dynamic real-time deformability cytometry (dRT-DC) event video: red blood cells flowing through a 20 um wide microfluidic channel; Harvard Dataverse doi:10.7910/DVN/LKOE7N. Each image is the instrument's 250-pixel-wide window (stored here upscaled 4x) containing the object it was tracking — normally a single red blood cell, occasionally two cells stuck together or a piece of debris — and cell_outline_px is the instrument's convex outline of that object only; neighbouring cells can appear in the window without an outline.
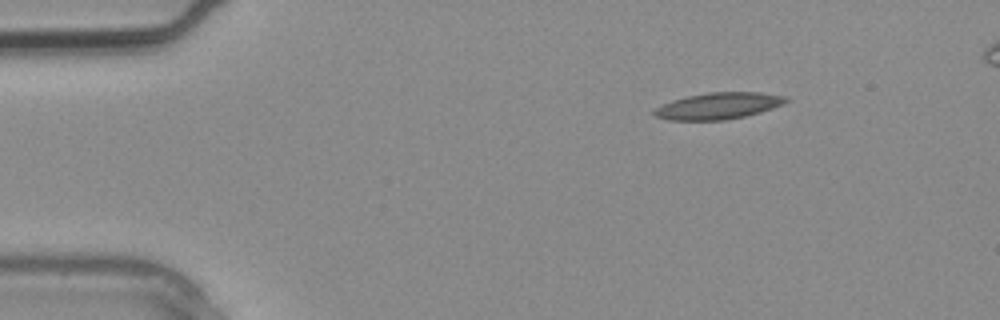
{"species": "common noctule bat (a hibernating species)", "species_latin": "Nyctalus noctula", "temperature_condition": "warm", "stored_images_in_passage": 2, "camera_frame_rate_fps": 3000, "um_per_image_px": 0.085, "animal": {"sex": "male", "body_mass_g": 20.4}, "frame": {"image": 1, "passage_image": 1, "time_ms": 0.0, "image_size_px": [1000, 320], "cell_outline_px": [[792, 100], [784, 104], [760, 112], [744, 116], [724, 120], [668, 120], [652, 116], [652, 112], [656, 108], [672, 100], [688, 96], [708, 92], [760, 92], [788, 96]], "centroid_in_image_um": [61.09, 8.99], "position_along_channel_um": 23.9, "area_um2": 20.52}}